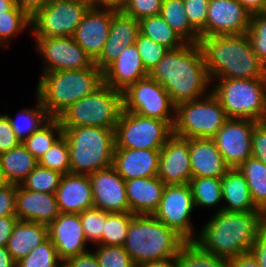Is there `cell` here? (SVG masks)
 <instances>
[{"instance_id":"d6986e66","label":"cell","mask_w":266,"mask_h":267,"mask_svg":"<svg viewBox=\"0 0 266 267\" xmlns=\"http://www.w3.org/2000/svg\"><path fill=\"white\" fill-rule=\"evenodd\" d=\"M94 207L105 212H130L123 177L111 166L88 175Z\"/></svg>"},{"instance_id":"8992f818","label":"cell","mask_w":266,"mask_h":267,"mask_svg":"<svg viewBox=\"0 0 266 267\" xmlns=\"http://www.w3.org/2000/svg\"><path fill=\"white\" fill-rule=\"evenodd\" d=\"M69 147L71 173L89 175L112 166L115 129L62 127Z\"/></svg>"},{"instance_id":"9a60e30c","label":"cell","mask_w":266,"mask_h":267,"mask_svg":"<svg viewBox=\"0 0 266 267\" xmlns=\"http://www.w3.org/2000/svg\"><path fill=\"white\" fill-rule=\"evenodd\" d=\"M258 122L229 118L212 138L225 163L238 168L251 157L252 131Z\"/></svg>"},{"instance_id":"1f68e13d","label":"cell","mask_w":266,"mask_h":267,"mask_svg":"<svg viewBox=\"0 0 266 267\" xmlns=\"http://www.w3.org/2000/svg\"><path fill=\"white\" fill-rule=\"evenodd\" d=\"M35 101L36 103L32 108L24 107L14 118L9 114H6L13 131L16 133L17 138L21 143L51 119L36 96Z\"/></svg>"},{"instance_id":"d4e9b609","label":"cell","mask_w":266,"mask_h":267,"mask_svg":"<svg viewBox=\"0 0 266 267\" xmlns=\"http://www.w3.org/2000/svg\"><path fill=\"white\" fill-rule=\"evenodd\" d=\"M135 44L125 47L116 60L103 72L104 84L123 92L130 85L148 76Z\"/></svg>"},{"instance_id":"74e56055","label":"cell","mask_w":266,"mask_h":267,"mask_svg":"<svg viewBox=\"0 0 266 267\" xmlns=\"http://www.w3.org/2000/svg\"><path fill=\"white\" fill-rule=\"evenodd\" d=\"M179 267H229V260L202 250L193 241L185 242L177 254Z\"/></svg>"},{"instance_id":"7bdbcfd3","label":"cell","mask_w":266,"mask_h":267,"mask_svg":"<svg viewBox=\"0 0 266 267\" xmlns=\"http://www.w3.org/2000/svg\"><path fill=\"white\" fill-rule=\"evenodd\" d=\"M108 213L109 212L92 207L79 214L88 244L91 243L95 246L101 240Z\"/></svg>"},{"instance_id":"f907efd6","label":"cell","mask_w":266,"mask_h":267,"mask_svg":"<svg viewBox=\"0 0 266 267\" xmlns=\"http://www.w3.org/2000/svg\"><path fill=\"white\" fill-rule=\"evenodd\" d=\"M16 184L0 186V217L16 216Z\"/></svg>"},{"instance_id":"2e32d148","label":"cell","mask_w":266,"mask_h":267,"mask_svg":"<svg viewBox=\"0 0 266 267\" xmlns=\"http://www.w3.org/2000/svg\"><path fill=\"white\" fill-rule=\"evenodd\" d=\"M251 14L238 0H210L205 37L245 34Z\"/></svg>"},{"instance_id":"816d5d0a","label":"cell","mask_w":266,"mask_h":267,"mask_svg":"<svg viewBox=\"0 0 266 267\" xmlns=\"http://www.w3.org/2000/svg\"><path fill=\"white\" fill-rule=\"evenodd\" d=\"M251 156L266 165V128L259 122L252 131Z\"/></svg>"},{"instance_id":"91938a15","label":"cell","mask_w":266,"mask_h":267,"mask_svg":"<svg viewBox=\"0 0 266 267\" xmlns=\"http://www.w3.org/2000/svg\"><path fill=\"white\" fill-rule=\"evenodd\" d=\"M243 7L251 14H258L264 11L266 0H238Z\"/></svg>"},{"instance_id":"003e7915","label":"cell","mask_w":266,"mask_h":267,"mask_svg":"<svg viewBox=\"0 0 266 267\" xmlns=\"http://www.w3.org/2000/svg\"><path fill=\"white\" fill-rule=\"evenodd\" d=\"M76 1L83 2L87 5H89L90 7H95V0H76Z\"/></svg>"},{"instance_id":"5b68a950","label":"cell","mask_w":266,"mask_h":267,"mask_svg":"<svg viewBox=\"0 0 266 267\" xmlns=\"http://www.w3.org/2000/svg\"><path fill=\"white\" fill-rule=\"evenodd\" d=\"M186 241L153 215H134L123 245L136 267L171 258Z\"/></svg>"},{"instance_id":"4dcf8cb0","label":"cell","mask_w":266,"mask_h":267,"mask_svg":"<svg viewBox=\"0 0 266 267\" xmlns=\"http://www.w3.org/2000/svg\"><path fill=\"white\" fill-rule=\"evenodd\" d=\"M188 184L196 209L201 207L211 209L212 207L215 208V213L223 209L221 178L192 177Z\"/></svg>"},{"instance_id":"db71d44e","label":"cell","mask_w":266,"mask_h":267,"mask_svg":"<svg viewBox=\"0 0 266 267\" xmlns=\"http://www.w3.org/2000/svg\"><path fill=\"white\" fill-rule=\"evenodd\" d=\"M249 252L259 263L260 267H266V226L258 234Z\"/></svg>"},{"instance_id":"11a10c76","label":"cell","mask_w":266,"mask_h":267,"mask_svg":"<svg viewBox=\"0 0 266 267\" xmlns=\"http://www.w3.org/2000/svg\"><path fill=\"white\" fill-rule=\"evenodd\" d=\"M18 220L17 216L0 217V247H6L9 237Z\"/></svg>"},{"instance_id":"94428289","label":"cell","mask_w":266,"mask_h":267,"mask_svg":"<svg viewBox=\"0 0 266 267\" xmlns=\"http://www.w3.org/2000/svg\"><path fill=\"white\" fill-rule=\"evenodd\" d=\"M139 267H179L178 257L176 255L164 260L148 262L143 265H140Z\"/></svg>"},{"instance_id":"ac0fdd59","label":"cell","mask_w":266,"mask_h":267,"mask_svg":"<svg viewBox=\"0 0 266 267\" xmlns=\"http://www.w3.org/2000/svg\"><path fill=\"white\" fill-rule=\"evenodd\" d=\"M48 236L63 263L89 251L80 215L77 213H60L48 225Z\"/></svg>"},{"instance_id":"60d3db41","label":"cell","mask_w":266,"mask_h":267,"mask_svg":"<svg viewBox=\"0 0 266 267\" xmlns=\"http://www.w3.org/2000/svg\"><path fill=\"white\" fill-rule=\"evenodd\" d=\"M38 165L58 171L62 175L71 173L69 147L64 135L40 157Z\"/></svg>"},{"instance_id":"680465c9","label":"cell","mask_w":266,"mask_h":267,"mask_svg":"<svg viewBox=\"0 0 266 267\" xmlns=\"http://www.w3.org/2000/svg\"><path fill=\"white\" fill-rule=\"evenodd\" d=\"M127 2L128 0H95V7L122 11Z\"/></svg>"},{"instance_id":"ba28073f","label":"cell","mask_w":266,"mask_h":267,"mask_svg":"<svg viewBox=\"0 0 266 267\" xmlns=\"http://www.w3.org/2000/svg\"><path fill=\"white\" fill-rule=\"evenodd\" d=\"M211 92L228 118L258 122L266 105V78L213 79Z\"/></svg>"},{"instance_id":"bcb514c9","label":"cell","mask_w":266,"mask_h":267,"mask_svg":"<svg viewBox=\"0 0 266 267\" xmlns=\"http://www.w3.org/2000/svg\"><path fill=\"white\" fill-rule=\"evenodd\" d=\"M135 45L144 65V68L150 72L166 54L168 49L157 43L151 38L138 33Z\"/></svg>"},{"instance_id":"e575fe53","label":"cell","mask_w":266,"mask_h":267,"mask_svg":"<svg viewBox=\"0 0 266 267\" xmlns=\"http://www.w3.org/2000/svg\"><path fill=\"white\" fill-rule=\"evenodd\" d=\"M139 32L168 50L179 48L186 43L160 14L139 20Z\"/></svg>"},{"instance_id":"6125c7cd","label":"cell","mask_w":266,"mask_h":267,"mask_svg":"<svg viewBox=\"0 0 266 267\" xmlns=\"http://www.w3.org/2000/svg\"><path fill=\"white\" fill-rule=\"evenodd\" d=\"M0 267H16V262L6 247H0Z\"/></svg>"},{"instance_id":"cb8c5ba5","label":"cell","mask_w":266,"mask_h":267,"mask_svg":"<svg viewBox=\"0 0 266 267\" xmlns=\"http://www.w3.org/2000/svg\"><path fill=\"white\" fill-rule=\"evenodd\" d=\"M55 196L60 213L80 214L94 207L92 185L86 174L62 175Z\"/></svg>"},{"instance_id":"4fadbf2b","label":"cell","mask_w":266,"mask_h":267,"mask_svg":"<svg viewBox=\"0 0 266 267\" xmlns=\"http://www.w3.org/2000/svg\"><path fill=\"white\" fill-rule=\"evenodd\" d=\"M194 209L196 210L189 184L166 185L153 216L189 242L194 241L198 233L190 220Z\"/></svg>"},{"instance_id":"f6af8a7d","label":"cell","mask_w":266,"mask_h":267,"mask_svg":"<svg viewBox=\"0 0 266 267\" xmlns=\"http://www.w3.org/2000/svg\"><path fill=\"white\" fill-rule=\"evenodd\" d=\"M247 35L255 55L266 66V13L251 15Z\"/></svg>"},{"instance_id":"7c38bea8","label":"cell","mask_w":266,"mask_h":267,"mask_svg":"<svg viewBox=\"0 0 266 267\" xmlns=\"http://www.w3.org/2000/svg\"><path fill=\"white\" fill-rule=\"evenodd\" d=\"M89 8L76 0H51L31 16V36L72 37Z\"/></svg>"},{"instance_id":"44dd1931","label":"cell","mask_w":266,"mask_h":267,"mask_svg":"<svg viewBox=\"0 0 266 267\" xmlns=\"http://www.w3.org/2000/svg\"><path fill=\"white\" fill-rule=\"evenodd\" d=\"M138 33L139 21L122 11H116L112 16L108 38L102 53L94 61L95 66L104 72L125 47L135 44Z\"/></svg>"},{"instance_id":"5bb4252c","label":"cell","mask_w":266,"mask_h":267,"mask_svg":"<svg viewBox=\"0 0 266 267\" xmlns=\"http://www.w3.org/2000/svg\"><path fill=\"white\" fill-rule=\"evenodd\" d=\"M35 50L40 56V75L52 71L79 70L96 67L91 57L73 37H34Z\"/></svg>"},{"instance_id":"603a6c76","label":"cell","mask_w":266,"mask_h":267,"mask_svg":"<svg viewBox=\"0 0 266 267\" xmlns=\"http://www.w3.org/2000/svg\"><path fill=\"white\" fill-rule=\"evenodd\" d=\"M16 216L21 221L49 225L60 214L55 194L36 192L16 185Z\"/></svg>"},{"instance_id":"836d02e7","label":"cell","mask_w":266,"mask_h":267,"mask_svg":"<svg viewBox=\"0 0 266 267\" xmlns=\"http://www.w3.org/2000/svg\"><path fill=\"white\" fill-rule=\"evenodd\" d=\"M160 15L186 43H198L200 35L188 21L183 0H163Z\"/></svg>"},{"instance_id":"ab89813d","label":"cell","mask_w":266,"mask_h":267,"mask_svg":"<svg viewBox=\"0 0 266 267\" xmlns=\"http://www.w3.org/2000/svg\"><path fill=\"white\" fill-rule=\"evenodd\" d=\"M61 178L60 172L37 165L20 186L27 190L55 194Z\"/></svg>"},{"instance_id":"e0dca14e","label":"cell","mask_w":266,"mask_h":267,"mask_svg":"<svg viewBox=\"0 0 266 267\" xmlns=\"http://www.w3.org/2000/svg\"><path fill=\"white\" fill-rule=\"evenodd\" d=\"M157 176L165 185L188 184L192 178L189 139L172 134L160 149Z\"/></svg>"},{"instance_id":"e7e4bbea","label":"cell","mask_w":266,"mask_h":267,"mask_svg":"<svg viewBox=\"0 0 266 267\" xmlns=\"http://www.w3.org/2000/svg\"><path fill=\"white\" fill-rule=\"evenodd\" d=\"M263 127L266 128V105L264 107V111H263V114L260 118V120L258 121Z\"/></svg>"},{"instance_id":"f1b7e54d","label":"cell","mask_w":266,"mask_h":267,"mask_svg":"<svg viewBox=\"0 0 266 267\" xmlns=\"http://www.w3.org/2000/svg\"><path fill=\"white\" fill-rule=\"evenodd\" d=\"M222 202L224 211L249 212L261 211L253 203L248 183L238 168H230L221 178Z\"/></svg>"},{"instance_id":"7a4b0ae2","label":"cell","mask_w":266,"mask_h":267,"mask_svg":"<svg viewBox=\"0 0 266 267\" xmlns=\"http://www.w3.org/2000/svg\"><path fill=\"white\" fill-rule=\"evenodd\" d=\"M266 226L263 211L229 212L221 210L200 228L193 241L202 250L228 260L250 251Z\"/></svg>"},{"instance_id":"03108f58","label":"cell","mask_w":266,"mask_h":267,"mask_svg":"<svg viewBox=\"0 0 266 267\" xmlns=\"http://www.w3.org/2000/svg\"><path fill=\"white\" fill-rule=\"evenodd\" d=\"M4 184H6V181H5L4 176H3L1 159H0V186L4 185Z\"/></svg>"},{"instance_id":"7402d4cb","label":"cell","mask_w":266,"mask_h":267,"mask_svg":"<svg viewBox=\"0 0 266 267\" xmlns=\"http://www.w3.org/2000/svg\"><path fill=\"white\" fill-rule=\"evenodd\" d=\"M160 149L114 148L112 167L125 181L158 174Z\"/></svg>"},{"instance_id":"30bf717a","label":"cell","mask_w":266,"mask_h":267,"mask_svg":"<svg viewBox=\"0 0 266 267\" xmlns=\"http://www.w3.org/2000/svg\"><path fill=\"white\" fill-rule=\"evenodd\" d=\"M173 128L160 119L122 109L115 128V148L161 149Z\"/></svg>"},{"instance_id":"7dc6e473","label":"cell","mask_w":266,"mask_h":267,"mask_svg":"<svg viewBox=\"0 0 266 267\" xmlns=\"http://www.w3.org/2000/svg\"><path fill=\"white\" fill-rule=\"evenodd\" d=\"M209 1L210 0H183L188 21L199 33L200 38L205 37V24Z\"/></svg>"},{"instance_id":"52a82bcc","label":"cell","mask_w":266,"mask_h":267,"mask_svg":"<svg viewBox=\"0 0 266 267\" xmlns=\"http://www.w3.org/2000/svg\"><path fill=\"white\" fill-rule=\"evenodd\" d=\"M122 109V92L103 84L92 94L70 105L57 119L61 127L115 129Z\"/></svg>"},{"instance_id":"8d00e7d4","label":"cell","mask_w":266,"mask_h":267,"mask_svg":"<svg viewBox=\"0 0 266 267\" xmlns=\"http://www.w3.org/2000/svg\"><path fill=\"white\" fill-rule=\"evenodd\" d=\"M31 30V16L17 4L7 15L0 16V47L8 49L9 42L27 29ZM16 36V37H15Z\"/></svg>"},{"instance_id":"f5cc1de1","label":"cell","mask_w":266,"mask_h":267,"mask_svg":"<svg viewBox=\"0 0 266 267\" xmlns=\"http://www.w3.org/2000/svg\"><path fill=\"white\" fill-rule=\"evenodd\" d=\"M64 267H100L99 262L94 254V252L91 250L79 254L77 256L71 257L67 259L63 263Z\"/></svg>"},{"instance_id":"9c48e42d","label":"cell","mask_w":266,"mask_h":267,"mask_svg":"<svg viewBox=\"0 0 266 267\" xmlns=\"http://www.w3.org/2000/svg\"><path fill=\"white\" fill-rule=\"evenodd\" d=\"M228 119L219 99L210 92L176 105L173 134L188 139H212Z\"/></svg>"},{"instance_id":"681fc988","label":"cell","mask_w":266,"mask_h":267,"mask_svg":"<svg viewBox=\"0 0 266 267\" xmlns=\"http://www.w3.org/2000/svg\"><path fill=\"white\" fill-rule=\"evenodd\" d=\"M21 141L11 127L6 113H0V154L18 147Z\"/></svg>"},{"instance_id":"ee69618b","label":"cell","mask_w":266,"mask_h":267,"mask_svg":"<svg viewBox=\"0 0 266 267\" xmlns=\"http://www.w3.org/2000/svg\"><path fill=\"white\" fill-rule=\"evenodd\" d=\"M92 251L100 267H136L123 246L95 245Z\"/></svg>"},{"instance_id":"3957f363","label":"cell","mask_w":266,"mask_h":267,"mask_svg":"<svg viewBox=\"0 0 266 267\" xmlns=\"http://www.w3.org/2000/svg\"><path fill=\"white\" fill-rule=\"evenodd\" d=\"M210 80L266 78L247 33L202 37L197 43Z\"/></svg>"},{"instance_id":"83f0119b","label":"cell","mask_w":266,"mask_h":267,"mask_svg":"<svg viewBox=\"0 0 266 267\" xmlns=\"http://www.w3.org/2000/svg\"><path fill=\"white\" fill-rule=\"evenodd\" d=\"M48 238V225L18 220L6 248L17 263Z\"/></svg>"},{"instance_id":"6f0895ef","label":"cell","mask_w":266,"mask_h":267,"mask_svg":"<svg viewBox=\"0 0 266 267\" xmlns=\"http://www.w3.org/2000/svg\"><path fill=\"white\" fill-rule=\"evenodd\" d=\"M51 0H17L19 4L30 16L38 9L45 7Z\"/></svg>"},{"instance_id":"d590c367","label":"cell","mask_w":266,"mask_h":267,"mask_svg":"<svg viewBox=\"0 0 266 267\" xmlns=\"http://www.w3.org/2000/svg\"><path fill=\"white\" fill-rule=\"evenodd\" d=\"M63 135V128L57 118H51L39 130L33 132L26 138L23 146L37 159L52 146Z\"/></svg>"},{"instance_id":"d6a6232c","label":"cell","mask_w":266,"mask_h":267,"mask_svg":"<svg viewBox=\"0 0 266 267\" xmlns=\"http://www.w3.org/2000/svg\"><path fill=\"white\" fill-rule=\"evenodd\" d=\"M238 169L248 183L253 203L259 210L266 213V165L251 156Z\"/></svg>"},{"instance_id":"f546056e","label":"cell","mask_w":266,"mask_h":267,"mask_svg":"<svg viewBox=\"0 0 266 267\" xmlns=\"http://www.w3.org/2000/svg\"><path fill=\"white\" fill-rule=\"evenodd\" d=\"M6 183L20 185L35 169L38 160L21 143L18 147L0 154Z\"/></svg>"},{"instance_id":"f35d334b","label":"cell","mask_w":266,"mask_h":267,"mask_svg":"<svg viewBox=\"0 0 266 267\" xmlns=\"http://www.w3.org/2000/svg\"><path fill=\"white\" fill-rule=\"evenodd\" d=\"M133 216L130 212L108 213L101 240L96 245L123 246Z\"/></svg>"},{"instance_id":"9f6ffc18","label":"cell","mask_w":266,"mask_h":267,"mask_svg":"<svg viewBox=\"0 0 266 267\" xmlns=\"http://www.w3.org/2000/svg\"><path fill=\"white\" fill-rule=\"evenodd\" d=\"M229 267H260L250 252L241 254L229 260Z\"/></svg>"},{"instance_id":"8fae6325","label":"cell","mask_w":266,"mask_h":267,"mask_svg":"<svg viewBox=\"0 0 266 267\" xmlns=\"http://www.w3.org/2000/svg\"><path fill=\"white\" fill-rule=\"evenodd\" d=\"M122 102L123 110L160 119L173 128L176 105L167 90L149 75L123 91Z\"/></svg>"},{"instance_id":"a7ac6f4b","label":"cell","mask_w":266,"mask_h":267,"mask_svg":"<svg viewBox=\"0 0 266 267\" xmlns=\"http://www.w3.org/2000/svg\"><path fill=\"white\" fill-rule=\"evenodd\" d=\"M264 13H266V3H265V6H264V11H263Z\"/></svg>"},{"instance_id":"6da1fadb","label":"cell","mask_w":266,"mask_h":267,"mask_svg":"<svg viewBox=\"0 0 266 267\" xmlns=\"http://www.w3.org/2000/svg\"><path fill=\"white\" fill-rule=\"evenodd\" d=\"M148 75L167 90L175 105L200 99L211 92L212 81L197 43H185L168 50Z\"/></svg>"},{"instance_id":"277c9868","label":"cell","mask_w":266,"mask_h":267,"mask_svg":"<svg viewBox=\"0 0 266 267\" xmlns=\"http://www.w3.org/2000/svg\"><path fill=\"white\" fill-rule=\"evenodd\" d=\"M39 77L35 96L51 118H57L70 105L104 84L103 72L97 67L46 72Z\"/></svg>"},{"instance_id":"be15d7a7","label":"cell","mask_w":266,"mask_h":267,"mask_svg":"<svg viewBox=\"0 0 266 267\" xmlns=\"http://www.w3.org/2000/svg\"><path fill=\"white\" fill-rule=\"evenodd\" d=\"M17 5V0H0V16L7 15Z\"/></svg>"},{"instance_id":"484cf974","label":"cell","mask_w":266,"mask_h":267,"mask_svg":"<svg viewBox=\"0 0 266 267\" xmlns=\"http://www.w3.org/2000/svg\"><path fill=\"white\" fill-rule=\"evenodd\" d=\"M189 156L192 177L222 178L230 169L213 139H189Z\"/></svg>"},{"instance_id":"4316f807","label":"cell","mask_w":266,"mask_h":267,"mask_svg":"<svg viewBox=\"0 0 266 267\" xmlns=\"http://www.w3.org/2000/svg\"><path fill=\"white\" fill-rule=\"evenodd\" d=\"M130 213L153 215L163 195L165 184L158 177L131 179L125 182Z\"/></svg>"},{"instance_id":"c3c4849f","label":"cell","mask_w":266,"mask_h":267,"mask_svg":"<svg viewBox=\"0 0 266 267\" xmlns=\"http://www.w3.org/2000/svg\"><path fill=\"white\" fill-rule=\"evenodd\" d=\"M162 3L163 0H128L122 12L139 21L160 14Z\"/></svg>"},{"instance_id":"ffe728a7","label":"cell","mask_w":266,"mask_h":267,"mask_svg":"<svg viewBox=\"0 0 266 267\" xmlns=\"http://www.w3.org/2000/svg\"><path fill=\"white\" fill-rule=\"evenodd\" d=\"M115 12L113 9L90 7L72 36L93 61L102 53Z\"/></svg>"},{"instance_id":"b9f144b4","label":"cell","mask_w":266,"mask_h":267,"mask_svg":"<svg viewBox=\"0 0 266 267\" xmlns=\"http://www.w3.org/2000/svg\"><path fill=\"white\" fill-rule=\"evenodd\" d=\"M62 266L63 262L58 257L57 250L49 238L16 263V267Z\"/></svg>"}]
</instances>
